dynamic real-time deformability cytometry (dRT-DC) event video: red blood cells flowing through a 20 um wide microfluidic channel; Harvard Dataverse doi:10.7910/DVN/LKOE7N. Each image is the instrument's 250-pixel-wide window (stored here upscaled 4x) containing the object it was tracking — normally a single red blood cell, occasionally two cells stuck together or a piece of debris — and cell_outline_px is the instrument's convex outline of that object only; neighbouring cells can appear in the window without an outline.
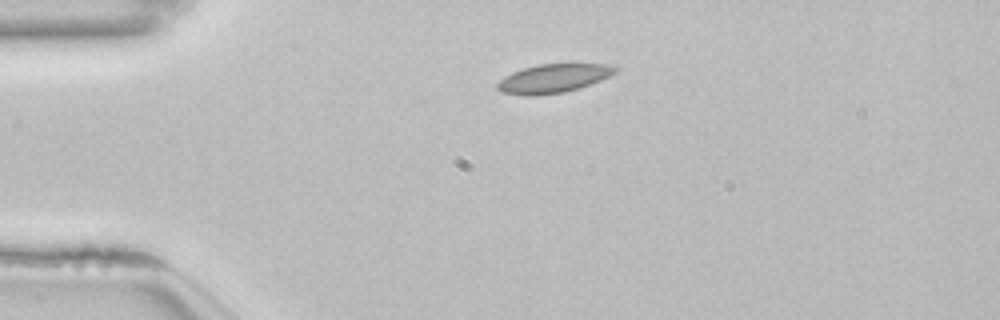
{"species": "common noctule bat (a hibernating species)", "species_latin": "Nyctalus noctula", "temperature_condition": "room temperature", "stored_images_in_passage": 42, "camera_frame_rate_fps": 3000, "um_per_image_px": 0.085, "animal": {"sex": "female", "body_mass_g": 22.7, "forearm_length_mm": 54.2}, "frame": {"image": 1, "passage_image": 1, "time_ms": 0.0, "image_size_px": [1000, 320], "cell_outline_px": [[620, 68], [616, 72], [600, 80], [580, 88], [564, 92], [532, 96], [528, 96], [500, 92], [496, 88], [496, 84], [504, 76], [512, 72], [524, 68], [540, 64], [616, 64]], "centroid_in_image_um": [47.04, 6.66], "position_along_channel_um": 38.0, "area_um2": 19.83}}
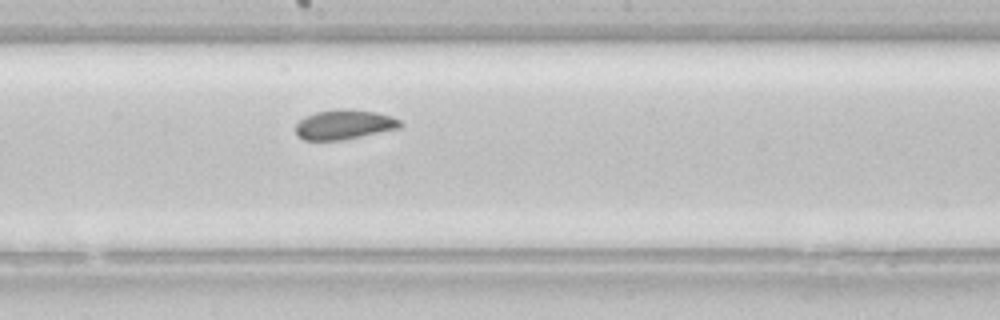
{"frame": {"image": 2, "passage_image": 18, "time_ms": 5.667, "image_size_px": [1000, 320], "cell_outline_px": [[404, 124], [400, 128], [344, 140], [304, 140], [296, 136], [296, 124], [304, 116], [316, 112], [340, 108], [344, 108], [376, 112], [392, 116], [400, 120]], "centroid_in_image_um": [29.26, 10.59], "position_along_channel_um": 218.9, "area_um2": 18.32}}
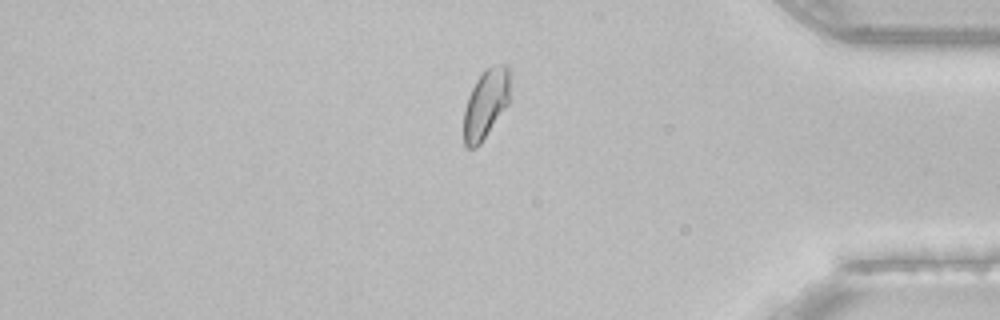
{"frame": {"image": 3, "passage_image": 34, "time_ms": 11.0, "image_size_px": [1000, 320], "cell_outline_px": [[508, 104], [480, 144], [476, 148], [468, 148], [464, 144], [464, 108], [468, 96], [476, 80], [492, 64], [504, 64], [508, 68]], "centroid_in_image_um": [41.26, 8.85], "position_along_channel_um": 393.9, "area_um2": 18.26}, "authors_computed_cell_mechanics": {"area_um2": 18.9006, "velocity_mm_per_s": 3.8144, "shape_relaxation_time_tau1_ms": 6.4943, "shape_relaxation_time_tau2_ms": 1.3374, "deformation_change_tau1": 0.092, "deformation_change_tau2": 0.0454}}